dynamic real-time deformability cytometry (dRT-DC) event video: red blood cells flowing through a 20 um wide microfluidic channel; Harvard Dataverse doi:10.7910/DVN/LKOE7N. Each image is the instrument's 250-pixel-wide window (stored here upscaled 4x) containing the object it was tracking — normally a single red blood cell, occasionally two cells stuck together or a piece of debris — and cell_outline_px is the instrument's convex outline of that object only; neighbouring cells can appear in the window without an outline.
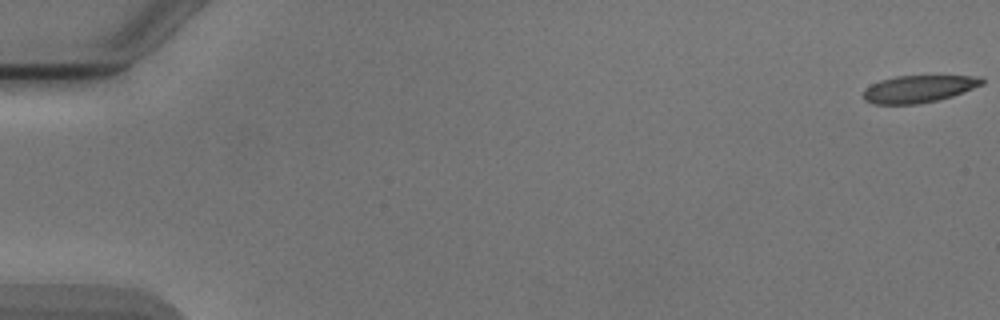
{"species": "Egyptian fruit bat (a non-hibernating species)", "species_latin": "Rousettus aegyptiacus", "temperature_condition": "cold", "stored_images_in_passage": 54, "camera_frame_rate_fps": 3000, "um_per_image_px": 0.085, "animal": {"sex": "male"}, "frame": {"image": 1, "passage_image": 1, "time_ms": 0.0, "image_size_px": [1000, 320], "cell_outline_px": [[984, 84], [964, 92], [952, 96], [920, 104], [872, 104], [864, 100], [864, 88], [880, 80], [896, 76], [980, 76], [984, 80]], "centroid_in_image_um": [78.08, 7.56], "position_along_channel_um": 6.9, "area_um2": 18.84}}
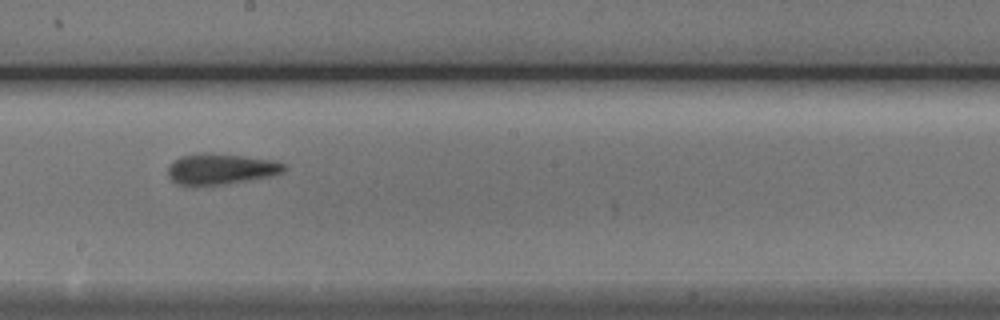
{"frame": {"image": 2, "passage_image": 31, "time_ms": 10.0, "image_size_px": [1000, 320], "cell_outline_px": [[288, 168], [284, 172], [272, 176], [220, 184], [176, 184], [168, 176], [168, 168], [180, 156], [204, 152], [212, 152], [276, 160], [288, 164]], "centroid_in_image_um": [18.85, 14.33], "position_along_channel_um": 229.3, "area_um2": 20.81}}
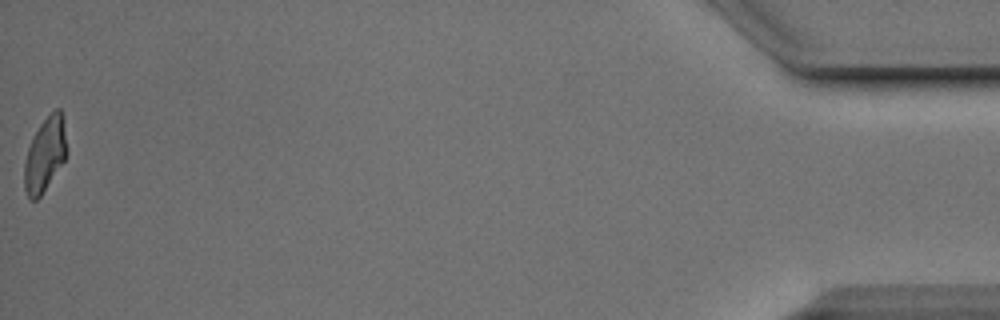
{"frame": {"image": 3, "passage_image": 54, "time_ms": 17.667, "image_size_px": [1000, 320], "cell_outline_px": [[68, 152], [64, 160], [40, 196], [36, 200], [32, 200], [28, 196], [24, 188], [24, 164], [28, 148], [32, 136], [40, 124], [56, 108], [60, 108]], "centroid_in_image_um": [3.81, 13.14], "position_along_channel_um": 431.4, "area_um2": 17.98}, "authors_computed_cell_mechanics": {"area_um2": 20.2878, "velocity_mm_per_s": 3.8841, "shape_relaxation_time_tau1_ms": 6.6865, "shape_relaxation_time_tau2_ms": 2.6706, "deformation_change_tau1": 0.1903, "deformation_change_tau2": 0.1044}}